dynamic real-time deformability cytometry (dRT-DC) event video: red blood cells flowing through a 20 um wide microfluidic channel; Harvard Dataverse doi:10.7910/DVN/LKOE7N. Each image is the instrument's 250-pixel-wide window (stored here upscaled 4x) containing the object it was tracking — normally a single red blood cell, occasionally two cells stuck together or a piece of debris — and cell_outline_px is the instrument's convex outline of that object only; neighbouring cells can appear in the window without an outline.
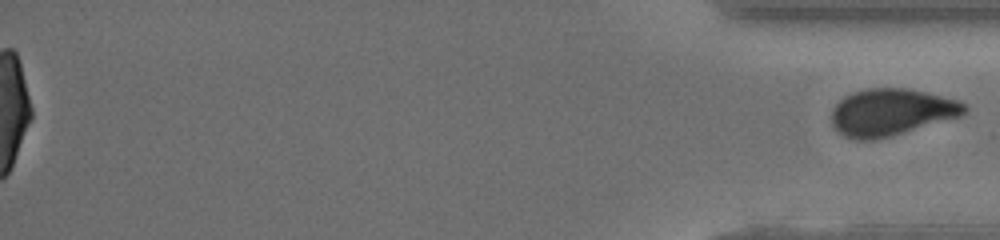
{"species": "human", "species_latin": "Homo sapiens", "temperature_condition": "cold", "stored_images_in_passage": 41, "segment_of_instrument_passage": [2, 2], "camera_frame_rate_fps": 3000, "um_per_image_px": 0.085, "donor": {"sex": "male"}, "frame": {"image": 1, "passage_image": 41, "time_ms": 13.0, "image_size_px": [1000, 240], "cell_outline_px": [[968, 112], [960, 116], [888, 136], [872, 140], [852, 140], [844, 136], [832, 124], [832, 108], [844, 96], [852, 92], [868, 88], [908, 88], [960, 100], [968, 108]], "centroid_in_image_um": [75.75, 9.52], "position_along_channel_um": 359.5, "area_um2": 36.13}}